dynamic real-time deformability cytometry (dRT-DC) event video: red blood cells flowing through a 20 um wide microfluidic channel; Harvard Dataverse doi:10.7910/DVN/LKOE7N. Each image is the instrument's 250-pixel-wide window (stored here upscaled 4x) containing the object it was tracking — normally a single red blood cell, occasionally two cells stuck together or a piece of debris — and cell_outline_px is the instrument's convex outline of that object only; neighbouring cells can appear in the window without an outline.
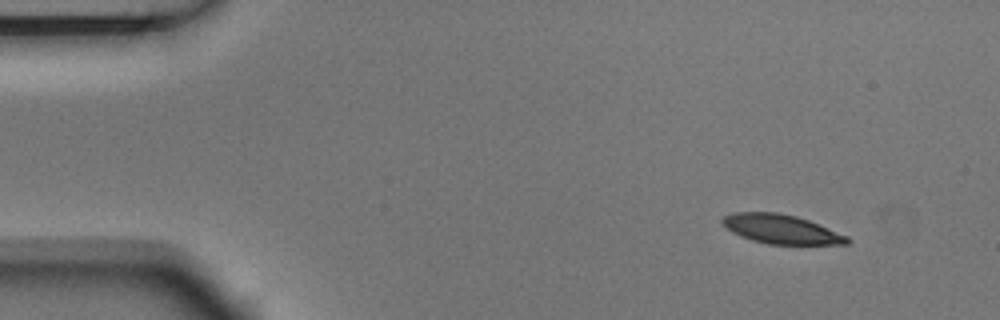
{"species": "Egyptian fruit bat (a non-hibernating species)", "species_latin": "Rousettus aegyptiacus", "temperature_condition": "room temperature", "stored_images_in_passage": 5, "camera_frame_rate_fps": 3000, "um_per_image_px": 0.085, "animal": {"sex": "male"}, "frame": {"image": 1, "passage_image": 1, "time_ms": 0.0, "image_size_px": [1000, 320], "cell_outline_px": [[852, 240], [848, 244], [768, 244], [752, 240], [740, 236], [732, 232], [720, 220], [724, 216], [732, 212], [776, 212], [796, 216], [808, 220], [848, 236]], "centroid_in_image_um": [66.4, 19.47], "position_along_channel_um": 18.6, "area_um2": 21.1}}
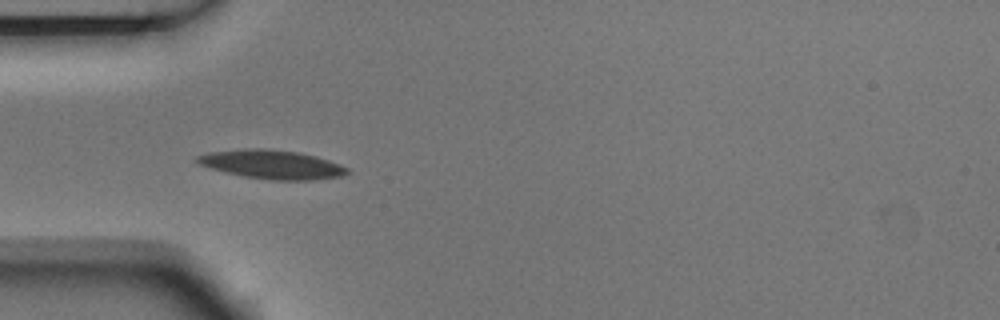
{"frame": {"image": 2, "passage_image": 4, "time_ms": 1.0, "image_size_px": [1000, 320], "cell_outline_px": [[352, 172], [344, 176], [312, 180], [268, 180], [244, 176], [196, 164], [196, 156], [208, 152], [244, 148], [264, 148], [296, 152], [316, 156], [340, 164], [348, 168]], "centroid_in_image_um": [23.13, 13.98], "position_along_channel_um": 61.9, "area_um2": 25.32}}
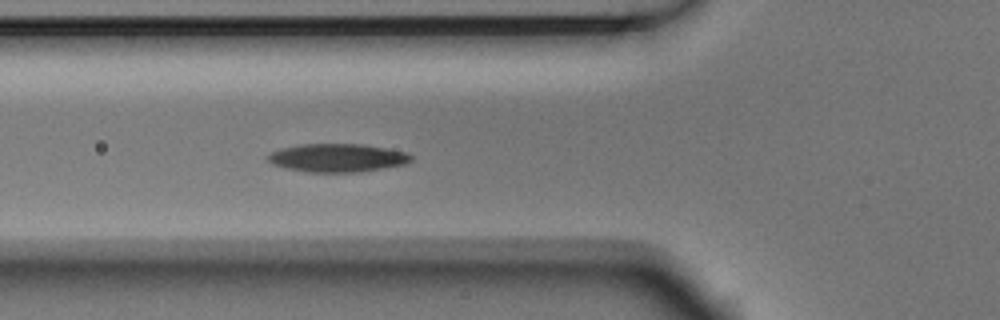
{"frame": {"image": 3, "passage_image": 5, "time_ms": 1.333, "image_size_px": [1000, 320], "cell_outline_px": [[412, 160], [408, 164], [360, 172], [308, 172], [288, 168], [272, 164], [268, 160], [268, 156], [272, 152], [280, 148], [300, 144], [364, 144], [408, 152], [412, 156]], "centroid_in_image_um": [28.73, 13.41], "position_along_channel_um": 97.1, "area_um2": 23.7}}